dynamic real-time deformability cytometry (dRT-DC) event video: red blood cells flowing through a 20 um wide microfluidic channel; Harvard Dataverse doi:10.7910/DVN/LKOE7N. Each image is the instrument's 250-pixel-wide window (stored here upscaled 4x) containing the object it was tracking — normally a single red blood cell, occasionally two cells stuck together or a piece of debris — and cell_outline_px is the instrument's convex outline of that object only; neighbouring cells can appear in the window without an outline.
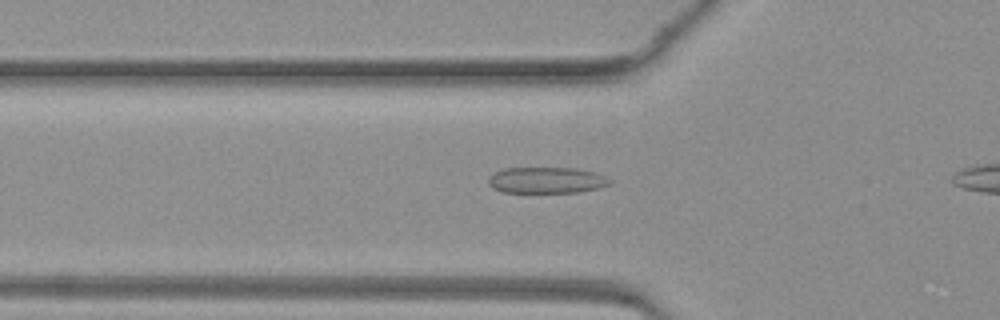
{"species": "common noctule bat (a hibernating species)", "species_latin": "Nyctalus noctula", "temperature_condition": "warm", "stored_images_in_passage": 27, "camera_frame_rate_fps": 3000, "um_per_image_px": 0.085, "animal": {"sex": "female", "body_mass_g": 19.3, "forearm_length_mm": 54.1}, "frame": {"image": 1, "passage_image": 3, "time_ms": 0.667, "image_size_px": [1000, 320], "cell_outline_px": [[612, 184], [600, 188], [580, 192], [500, 192], [492, 188], [488, 184], [488, 176], [492, 172], [504, 168], [576, 168], [596, 172], [612, 180]], "centroid_in_image_um": [46.44, 15.31], "position_along_channel_um": 79.4, "area_um2": 18.84}}
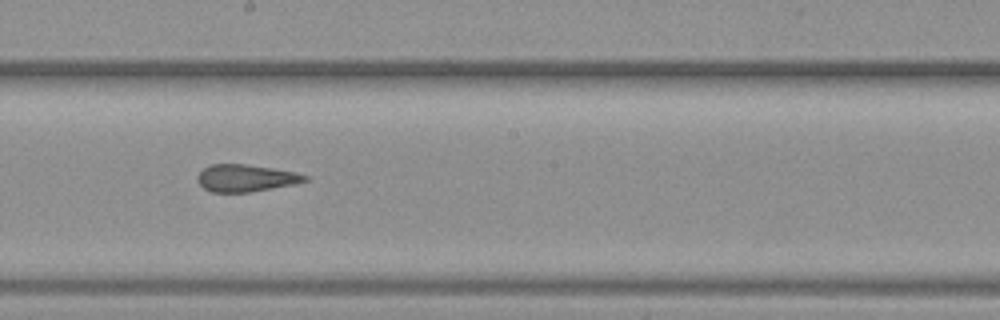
{"frame": {"image": 2, "passage_image": 13, "time_ms": 4.0, "image_size_px": [1000, 320], "cell_outline_px": [[308, 180], [292, 184], [272, 188], [248, 192], [212, 192], [204, 188], [196, 180], [196, 176], [208, 164], [244, 164], [272, 168], [296, 172], [308, 176]], "centroid_in_image_um": [20.85, 15.13], "position_along_channel_um": 227.4, "area_um2": 16.88}}
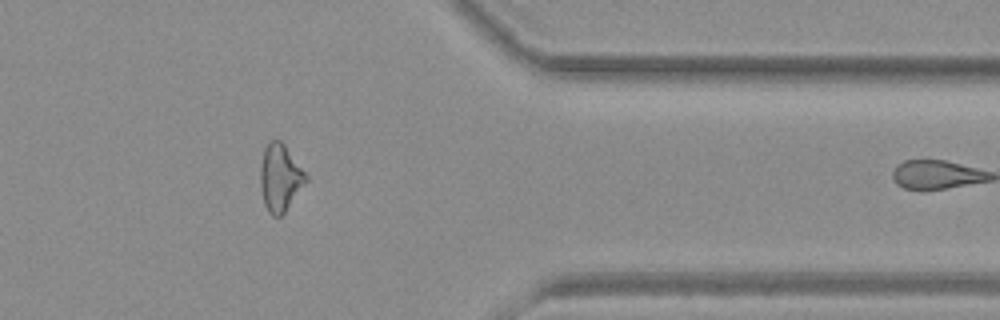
{"frame": {"image": 3, "passage_image": 25, "time_ms": 8.0, "image_size_px": [1000, 320], "cell_outline_px": [[308, 180], [284, 212], [280, 216], [272, 216], [268, 212], [264, 204], [260, 188], [260, 164], [264, 148], [268, 140], [280, 140], [284, 144], [308, 176]], "centroid_in_image_um": [23.78, 15.09], "position_along_channel_um": 387.6, "area_um2": 17.86}}